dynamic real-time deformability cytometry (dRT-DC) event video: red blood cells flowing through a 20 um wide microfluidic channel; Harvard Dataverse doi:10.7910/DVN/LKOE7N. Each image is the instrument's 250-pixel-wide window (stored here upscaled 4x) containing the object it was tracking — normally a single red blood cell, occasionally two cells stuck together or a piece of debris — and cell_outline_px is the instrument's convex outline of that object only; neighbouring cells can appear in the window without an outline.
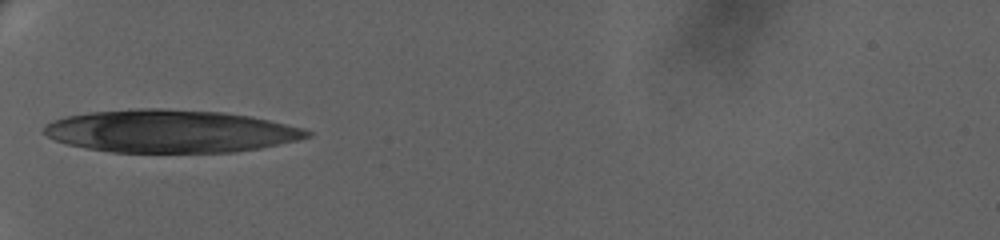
{"species": "human", "species_latin": "Homo sapiens", "temperature_condition": "warm", "stored_images_in_passage": 36, "camera_frame_rate_fps": 3000, "um_per_image_px": 0.085, "donor": {"sex": "female"}, "frame": {"image": 1, "passage_image": 1, "time_ms": 0.0, "image_size_px": [1000, 240], "cell_outline_px": [[312, 136], [300, 140], [260, 148], [232, 152], [112, 152], [88, 148], [68, 144], [56, 140], [48, 136], [44, 132], [44, 124], [52, 120], [64, 116], [88, 112], [136, 108], [164, 108], [224, 112], [252, 116], [304, 128], [312, 132]], "centroid_in_image_um": [14.51, 11.14], "position_along_channel_um": 70.5, "area_um2": 65.83}}